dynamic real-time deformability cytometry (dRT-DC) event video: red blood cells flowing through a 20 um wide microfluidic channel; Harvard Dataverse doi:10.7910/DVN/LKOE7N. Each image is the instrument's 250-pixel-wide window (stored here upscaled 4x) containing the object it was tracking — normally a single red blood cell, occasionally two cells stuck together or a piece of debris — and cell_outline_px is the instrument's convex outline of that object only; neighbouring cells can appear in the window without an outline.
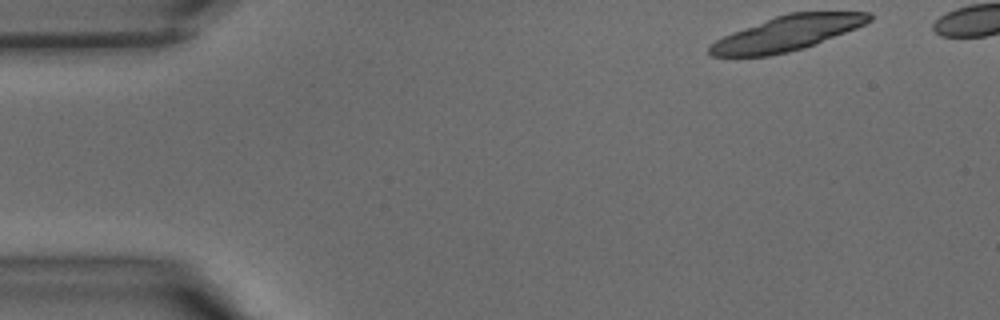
{"species": "common noctule bat (a hibernating species)", "species_latin": "Nyctalus noctula", "temperature_condition": "warm", "stored_images_in_passage": 26, "camera_frame_rate_fps": 3000, "um_per_image_px": 0.085, "animal": {"sex": "male", "body_mass_g": 15.6}, "frame": {"image": 1, "passage_image": 1, "time_ms": 0.0, "image_size_px": [1000, 320], "cell_outline_px": [[872, 20], [856, 28], [816, 44], [804, 48], [788, 52], [768, 56], [712, 56], [708, 52], [708, 48], [716, 40], [732, 32], [776, 16], [788, 12], [872, 12]], "centroid_in_image_um": [66.93, 2.83], "position_along_channel_um": 18.1, "area_um2": 32.14}}